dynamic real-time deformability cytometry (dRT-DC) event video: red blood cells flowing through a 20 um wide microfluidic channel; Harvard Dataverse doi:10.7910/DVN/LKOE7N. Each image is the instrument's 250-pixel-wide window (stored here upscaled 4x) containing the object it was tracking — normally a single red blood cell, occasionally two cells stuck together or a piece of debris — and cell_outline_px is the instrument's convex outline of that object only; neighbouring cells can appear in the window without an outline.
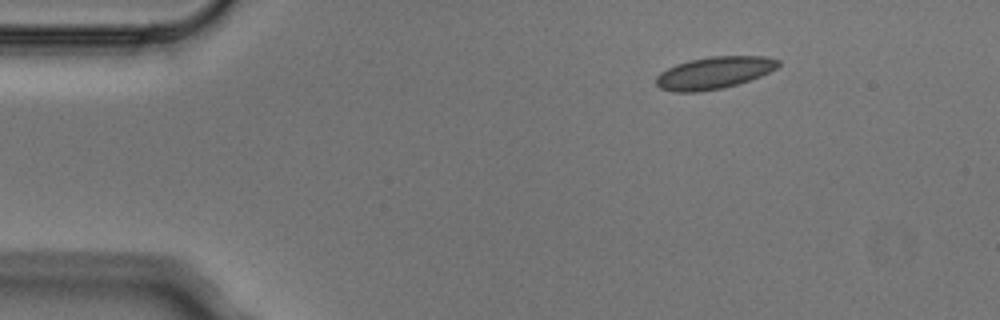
{"species": "Egyptian fruit bat (a non-hibernating species)", "species_latin": "Rousettus aegyptiacus", "temperature_condition": "cold", "stored_images_in_passage": 4, "camera_frame_rate_fps": 3000, "um_per_image_px": 0.085, "animal": {"sex": "male"}, "frame": {"image": 1, "passage_image": 1, "time_ms": 0.0, "image_size_px": [1000, 320], "cell_outline_px": [[780, 64], [776, 68], [760, 76], [724, 88], [700, 92], [676, 92], [660, 88], [656, 84], [656, 76], [660, 72], [676, 64], [688, 60], [708, 56], [764, 56], [780, 60]], "centroid_in_image_um": [60.67, 6.18], "position_along_channel_um": 24.3, "area_um2": 22.89}}
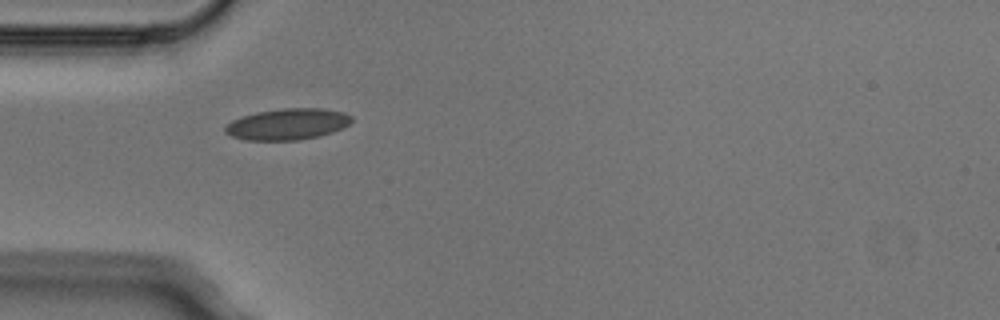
{"frame": {"image": 2, "passage_image": 3, "time_ms": 0.667, "image_size_px": [1000, 320], "cell_outline_px": [[352, 120], [344, 128], [320, 136], [300, 140], [244, 140], [232, 136], [224, 132], [224, 128], [232, 120], [256, 112], [280, 108], [324, 108], [344, 112], [352, 116]], "centroid_in_image_um": [24.46, 10.55], "position_along_channel_um": 60.5, "area_um2": 23.18}}
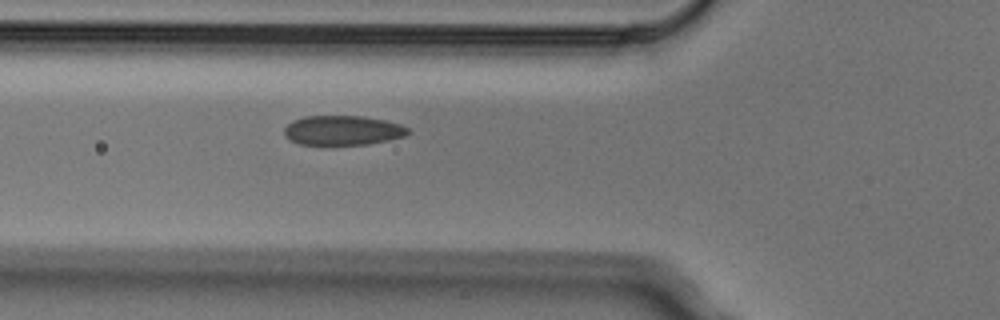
{"frame": {"image": 3, "passage_image": 4, "time_ms": 1.0, "image_size_px": [1000, 320], "cell_outline_px": [[412, 132], [404, 136], [388, 140], [368, 144], [328, 148], [324, 148], [300, 144], [288, 140], [284, 136], [284, 128], [292, 120], [304, 116], [364, 116], [384, 120], [400, 124], [408, 128]], "centroid_in_image_um": [29.07, 11.13], "position_along_channel_um": 96.7, "area_um2": 22.43}}